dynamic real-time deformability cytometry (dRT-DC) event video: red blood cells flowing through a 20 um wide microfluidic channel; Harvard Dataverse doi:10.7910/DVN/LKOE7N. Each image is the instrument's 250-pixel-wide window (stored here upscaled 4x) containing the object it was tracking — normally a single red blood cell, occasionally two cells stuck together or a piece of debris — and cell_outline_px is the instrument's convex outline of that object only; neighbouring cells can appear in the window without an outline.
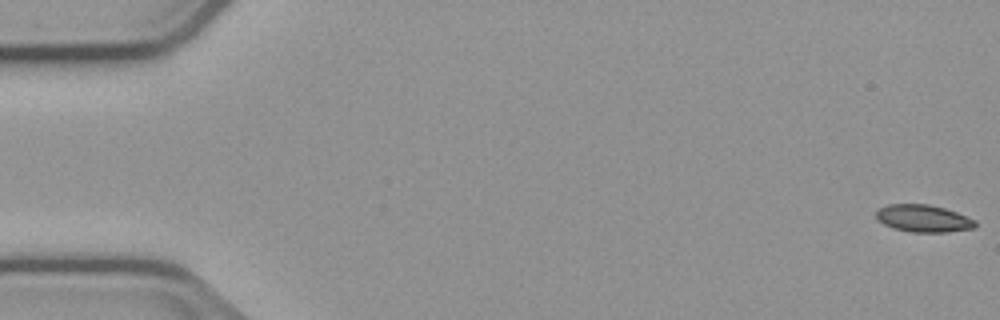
{"species": "common noctule bat (a hibernating species)", "species_latin": "Nyctalus noctula", "temperature_condition": "cold", "stored_images_in_passage": 56, "camera_frame_rate_fps": 3000, "um_per_image_px": 0.085, "animal": {"sex": "male", "body_mass_g": 23.1, "forearm_length_mm": 52.7}, "frame": {"image": 1, "passage_image": 1, "time_ms": 0.0, "image_size_px": [1000, 320], "cell_outline_px": [[976, 228], [948, 232], [912, 232], [892, 228], [876, 220], [876, 212], [880, 208], [888, 204], [928, 204], [944, 208], [956, 212], [976, 220]], "centroid_in_image_um": [78.48, 18.57], "position_along_channel_um": 6.5, "area_um2": 15.84}}
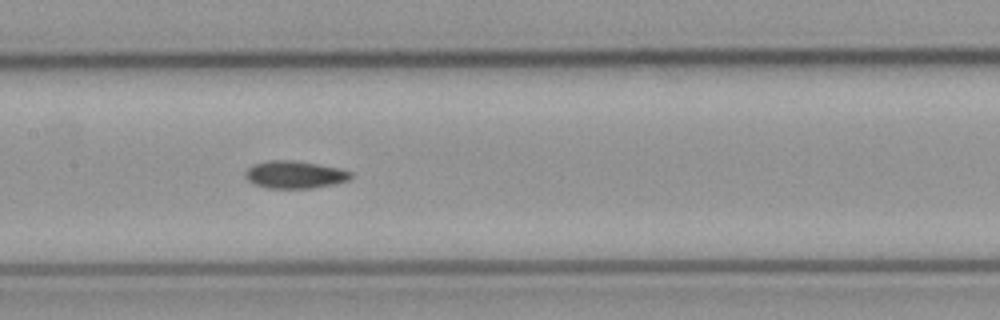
{"frame": {"image": 2, "passage_image": 27, "time_ms": 8.667, "image_size_px": [1000, 320], "cell_outline_px": [[352, 176], [348, 180], [336, 184], [312, 188], [268, 188], [252, 184], [244, 176], [244, 172], [252, 164], [268, 160], [292, 160], [340, 168], [352, 172]], "centroid_in_image_um": [25.03, 14.84], "position_along_channel_um": 182.4, "area_um2": 17.05}}
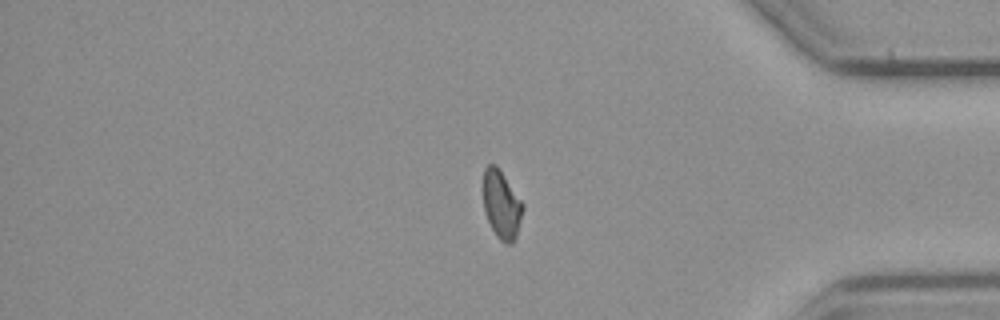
{"frame": {"image": 3, "passage_image": 46, "time_ms": 15.0, "image_size_px": [1000, 320], "cell_outline_px": [[524, 208], [516, 236], [512, 244], [504, 244], [496, 236], [484, 212], [484, 168], [488, 164], [496, 164], [524, 204]], "centroid_in_image_um": [42.64, 17.41], "position_along_channel_um": 392.6, "area_um2": 15.66}, "authors_computed_cell_mechanics": {"area_um2": 16.2129, "velocity_mm_per_s": 3.7477, "shape_relaxation_time_tau1_ms": null, "shape_relaxation_time_tau2_ms": 3.595, "deformation_change_tau1": null, "deformation_change_tau2": 0.0679}}